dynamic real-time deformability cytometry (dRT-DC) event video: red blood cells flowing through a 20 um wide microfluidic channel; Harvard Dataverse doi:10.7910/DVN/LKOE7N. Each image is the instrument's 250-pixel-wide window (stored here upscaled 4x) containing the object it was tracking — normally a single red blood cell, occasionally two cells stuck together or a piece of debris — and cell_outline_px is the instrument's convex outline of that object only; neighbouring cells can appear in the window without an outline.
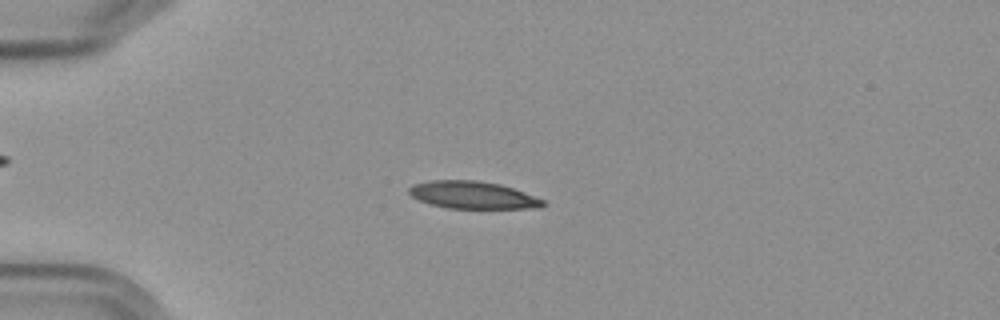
{"species": "Egyptian fruit bat (a non-hibernating species)", "species_latin": "Rousettus aegyptiacus", "temperature_condition": "cold", "stored_images_in_passage": 57, "camera_frame_rate_fps": 3000, "um_per_image_px": 0.085, "frame": {"image": 1, "passage_image": 15, "time_ms": 4.667, "image_size_px": [1000, 320], "cell_outline_px": [[548, 204], [540, 208], [448, 208], [432, 204], [420, 200], [412, 196], [408, 192], [408, 188], [412, 184], [428, 180], [476, 180], [500, 184], [524, 192], [544, 200]], "centroid_in_image_um": [40.19, 16.57], "position_along_channel_um": 44.8, "area_um2": 21.39}}
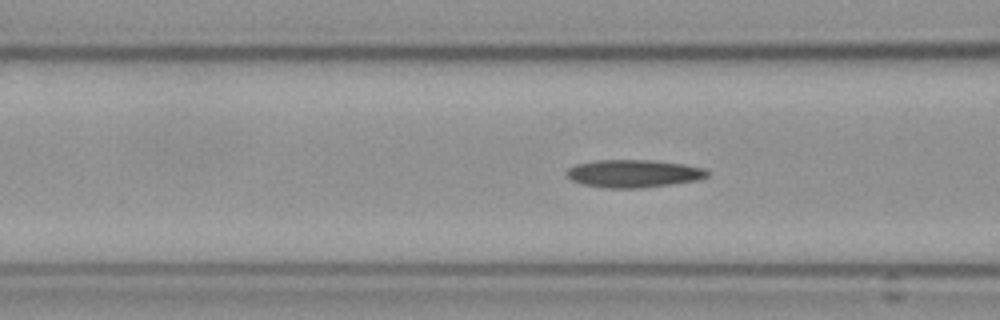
{"frame": {"image": 2, "passage_image": 23, "time_ms": 7.333, "image_size_px": [1000, 320], "cell_outline_px": [[708, 176], [696, 180], [672, 184], [644, 188], [604, 188], [584, 184], [572, 180], [568, 176], [568, 168], [576, 164], [596, 160], [652, 160], [684, 164], [704, 168], [708, 172]], "centroid_in_image_um": [53.87, 14.75], "position_along_channel_um": 112.7, "area_um2": 22.66}}
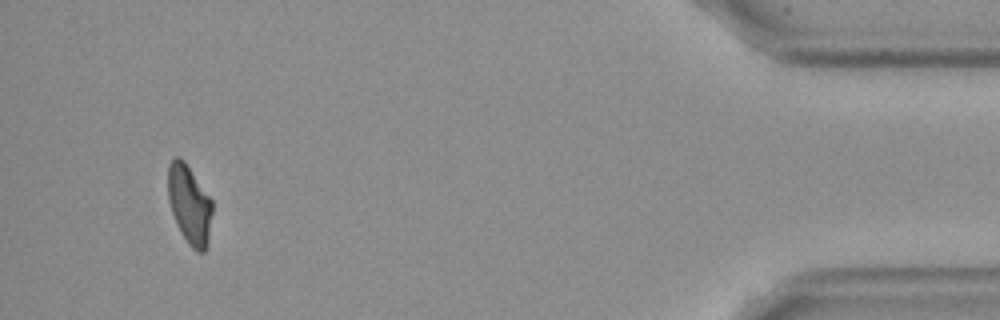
{"frame": {"image": 3, "passage_image": 54, "time_ms": 17.667, "image_size_px": [1000, 320], "cell_outline_px": [[212, 212], [208, 248], [204, 252], [196, 252], [188, 244], [172, 212], [168, 200], [168, 164], [176, 156], [180, 156], [184, 160], [212, 200]], "centroid_in_image_um": [16.12, 17.39], "position_along_channel_um": 419.1, "area_um2": 20.35}, "authors_computed_cell_mechanics": {"area_um2": 21.5016, "velocity_mm_per_s": 3.5889, "shape_relaxation_time_tau1_ms": null, "shape_relaxation_time_tau2_ms": 4.633, "deformation_change_tau1": null, "deformation_change_tau2": 0.1008}}